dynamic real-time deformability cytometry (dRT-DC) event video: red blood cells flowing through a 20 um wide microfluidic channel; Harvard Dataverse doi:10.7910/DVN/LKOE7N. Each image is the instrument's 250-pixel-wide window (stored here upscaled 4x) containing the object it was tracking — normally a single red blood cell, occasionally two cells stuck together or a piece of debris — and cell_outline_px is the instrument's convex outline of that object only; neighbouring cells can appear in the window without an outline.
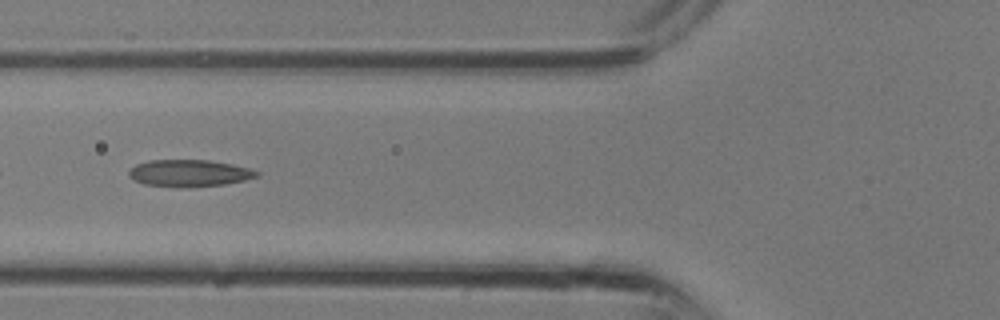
{"species": "common noctule bat (a hibernating species)", "species_latin": "Nyctalus noctula", "temperature_condition": "room temperature", "stored_images_in_passage": 21, "camera_frame_rate_fps": 3000, "um_per_image_px": 0.085, "animal": {"sex": "male", "body_mass_g": 13.3}, "frame": {"image": 1, "passage_image": 12, "time_ms": 3.667, "image_size_px": [1000, 320], "cell_outline_px": [[260, 176], [244, 180], [224, 184], [188, 188], [144, 184], [128, 176], [128, 172], [136, 164], [148, 160], [208, 160], [232, 164], [248, 168], [260, 172]], "centroid_in_image_um": [16.1, 14.72], "position_along_channel_um": 109.7, "area_um2": 20.06}}
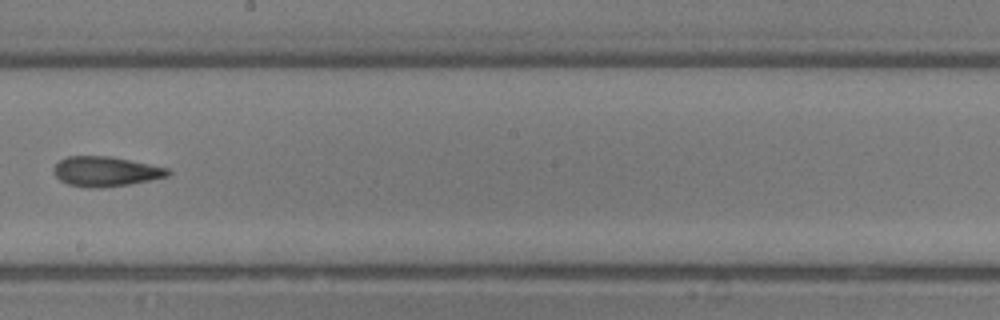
{"frame": {"image": 2, "passage_image": 18, "time_ms": 5.667, "image_size_px": [1000, 320], "cell_outline_px": [[172, 172], [168, 176], [128, 184], [100, 188], [96, 188], [68, 184], [60, 180], [56, 176], [52, 168], [60, 160], [68, 156], [112, 156], [168, 168]], "centroid_in_image_um": [8.98, 14.56], "position_along_channel_um": 239.2, "area_um2": 19.71}}
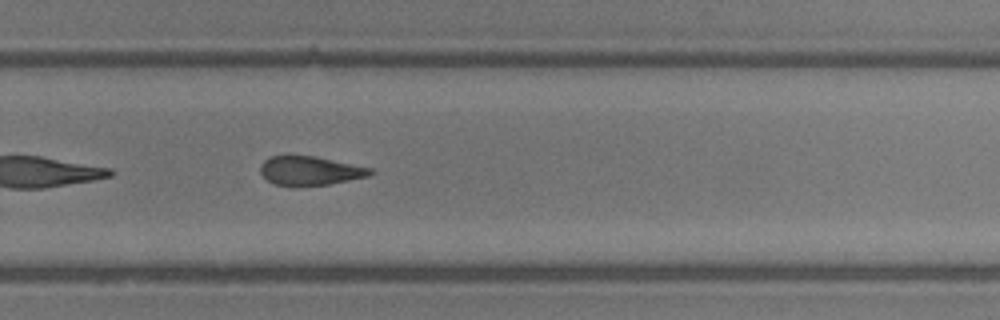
{"frame": {"image": 3, "passage_image": 21, "time_ms": 6.667, "image_size_px": [1000, 320], "cell_outline_px": [[376, 172], [368, 176], [328, 184], [296, 188], [272, 184], [260, 172], [260, 164], [268, 156], [288, 152], [312, 156], [372, 168]], "centroid_in_image_um": [26.25, 14.5], "position_along_channel_um": 303.5, "area_um2": 19.42}}